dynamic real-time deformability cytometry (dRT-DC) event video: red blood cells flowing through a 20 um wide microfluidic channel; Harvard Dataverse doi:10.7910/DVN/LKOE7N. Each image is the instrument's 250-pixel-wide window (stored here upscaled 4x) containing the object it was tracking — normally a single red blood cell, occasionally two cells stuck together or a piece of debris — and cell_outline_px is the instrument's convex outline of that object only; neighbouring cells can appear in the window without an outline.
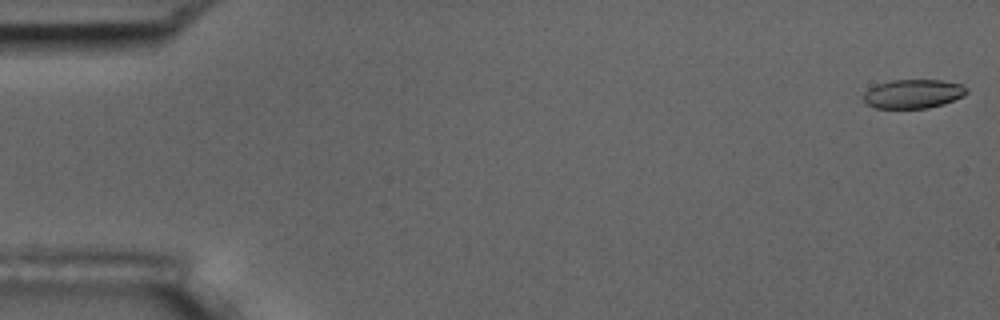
{"species": "common noctule bat (a hibernating species)", "species_latin": "Nyctalus noctula", "temperature_condition": "room temperature", "stored_images_in_passage": 13, "camera_frame_rate_fps": 3000, "um_per_image_px": 0.085, "animal": {"sex": "male", "body_mass_g": 17.5, "forearm_length_mm": 52.3}, "frame": {"image": 1, "passage_image": 1, "time_ms": 0.0, "image_size_px": [1000, 320], "cell_outline_px": [[968, 92], [964, 96], [944, 104], [928, 108], [876, 108], [864, 104], [864, 92], [868, 88], [876, 84], [892, 80], [940, 80], [960, 84], [968, 88]], "centroid_in_image_um": [77.61, 7.98], "position_along_channel_um": 7.4, "area_um2": 17.57}}